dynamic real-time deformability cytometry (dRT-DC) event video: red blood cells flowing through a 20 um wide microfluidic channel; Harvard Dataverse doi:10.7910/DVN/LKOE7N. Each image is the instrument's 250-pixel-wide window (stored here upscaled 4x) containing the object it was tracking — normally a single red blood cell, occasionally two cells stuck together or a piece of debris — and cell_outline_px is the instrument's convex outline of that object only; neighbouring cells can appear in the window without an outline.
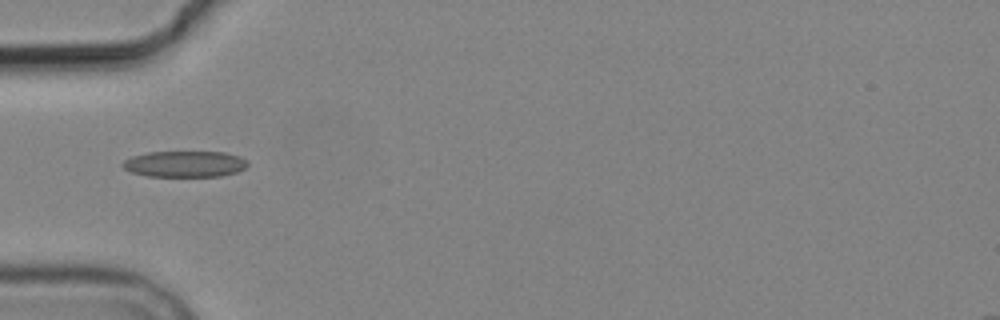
{"species": "common noctule bat (a hibernating species)", "species_latin": "Nyctalus noctula", "temperature_condition": "cold", "stored_images_in_passage": 6, "camera_frame_rate_fps": 3000, "um_per_image_px": 0.085, "animal": {"sex": "male", "body_mass_g": 19.2, "forearm_length_mm": 51.8}, "frame": {"image": 1, "passage_image": 1, "time_ms": 0.0, "image_size_px": [1000, 320], "cell_outline_px": [[248, 164], [244, 168], [236, 172], [220, 176], [148, 176], [132, 172], [124, 168], [120, 164], [124, 160], [132, 156], [148, 152], [224, 152], [240, 156], [248, 160]], "centroid_in_image_um": [15.71, 13.93], "position_along_channel_um": 69.3, "area_um2": 19.02}}
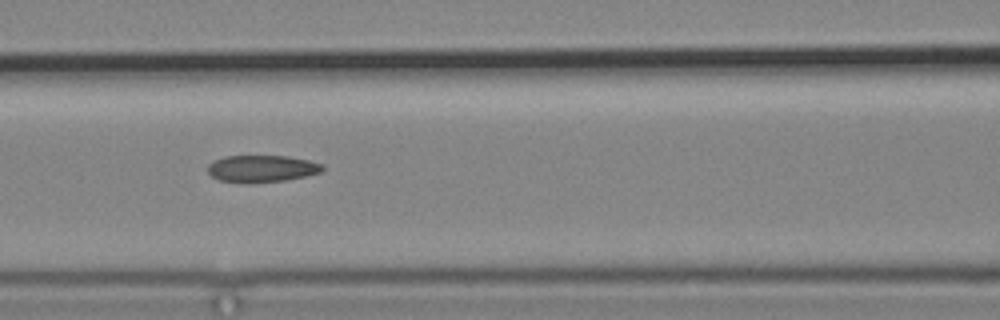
{"frame": {"image": 2, "passage_image": 3, "time_ms": 2.0, "image_size_px": [1000, 320], "cell_outline_px": [[324, 168], [320, 172], [304, 176], [284, 180], [248, 184], [220, 180], [212, 176], [208, 172], [208, 164], [212, 160], [224, 156], [288, 156], [308, 160], [324, 164]], "centroid_in_image_um": [22.22, 14.33], "position_along_channel_um": 144.4, "area_um2": 18.15}}
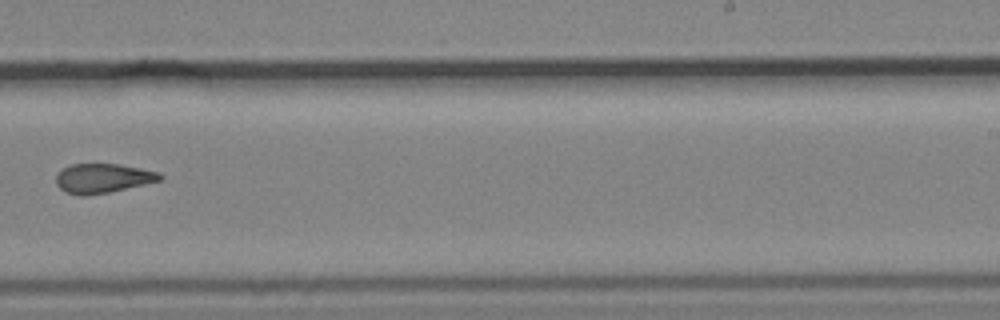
{"frame": {"image": 3, "passage_image": 6, "time_ms": 5.667, "image_size_px": [1000, 320], "cell_outline_px": [[164, 176], [160, 180], [144, 184], [108, 192], [84, 196], [80, 196], [64, 192], [56, 184], [56, 176], [64, 168], [72, 164], [120, 164], [160, 172]], "centroid_in_image_um": [8.74, 15.15], "position_along_channel_um": 280.3, "area_um2": 17.69}}